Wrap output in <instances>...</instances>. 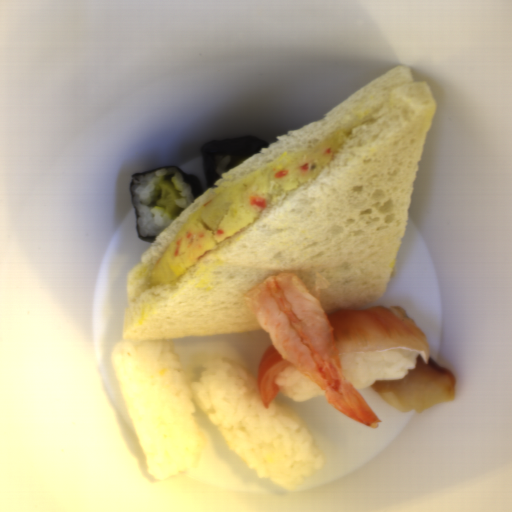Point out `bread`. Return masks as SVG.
I'll return each instance as SVG.
<instances>
[{
  "label": "bread",
  "mask_w": 512,
  "mask_h": 512,
  "mask_svg": "<svg viewBox=\"0 0 512 512\" xmlns=\"http://www.w3.org/2000/svg\"><path fill=\"white\" fill-rule=\"evenodd\" d=\"M436 101L410 66L395 65L324 118L222 172L157 235L127 273L122 340H172L264 329L244 297L271 276L294 274L324 313L359 309L388 289ZM346 130L344 144L310 181L274 199L254 223L180 279L150 275L183 223L205 202L283 155Z\"/></svg>",
  "instance_id": "obj_1"
}]
</instances>
